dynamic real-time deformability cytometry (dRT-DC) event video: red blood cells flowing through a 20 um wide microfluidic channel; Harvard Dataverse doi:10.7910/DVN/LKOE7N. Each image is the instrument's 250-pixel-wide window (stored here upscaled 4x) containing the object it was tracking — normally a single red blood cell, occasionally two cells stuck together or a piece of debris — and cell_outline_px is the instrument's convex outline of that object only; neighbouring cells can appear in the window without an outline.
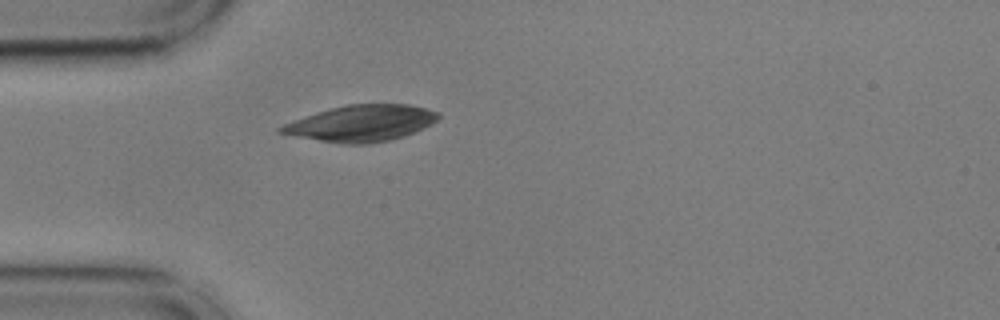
{"species": "common noctule bat (a hibernating species)", "species_latin": "Nyctalus noctula", "temperature_condition": "cold", "stored_images_in_passage": 35, "camera_frame_rate_fps": 3000, "um_per_image_px": 0.085, "animal": {"sex": "male", "body_mass_g": 17.9, "forearm_length_mm": 54.2}, "frame": {"image": 1, "passage_image": 1, "time_ms": 0.0, "image_size_px": [1000, 320], "cell_outline_px": [[440, 116], [432, 124], [424, 128], [404, 136], [392, 140], [368, 144], [340, 144], [276, 132], [276, 128], [284, 124], [316, 112], [348, 104], [408, 104], [440, 112]], "centroid_in_image_um": [30.72, 10.48], "position_along_channel_um": 54.3, "area_um2": 33.23}}